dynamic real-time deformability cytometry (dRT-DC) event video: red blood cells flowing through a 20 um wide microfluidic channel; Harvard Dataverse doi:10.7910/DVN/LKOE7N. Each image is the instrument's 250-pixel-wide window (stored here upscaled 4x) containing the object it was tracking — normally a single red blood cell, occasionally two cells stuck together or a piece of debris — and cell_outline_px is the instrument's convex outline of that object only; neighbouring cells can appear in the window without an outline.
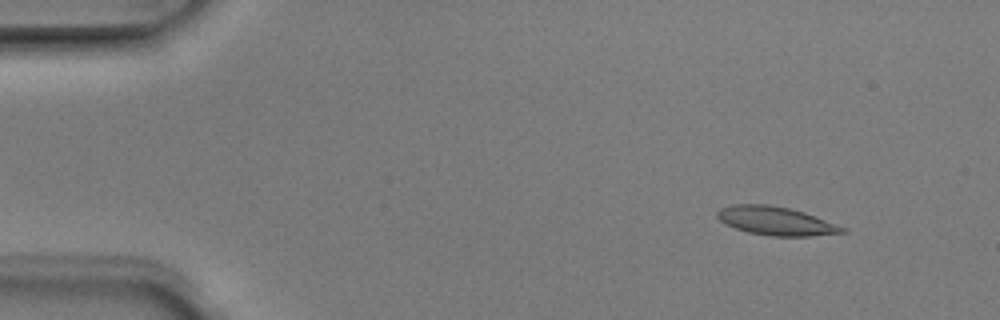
{"species": "Egyptian fruit bat (a non-hibernating species)", "species_latin": "Rousettus aegyptiacus", "temperature_condition": "room temperature", "stored_images_in_passage": 7, "camera_frame_rate_fps": 3000, "um_per_image_px": 0.085, "animal": {"sex": "male"}, "frame": {"image": 1, "passage_image": 2, "time_ms": 0.333, "image_size_px": [1000, 320], "cell_outline_px": [[848, 232], [812, 236], [768, 236], [748, 232], [736, 228], [720, 220], [716, 216], [716, 212], [720, 208], [732, 204], [768, 204], [788, 208], [804, 212], [848, 228]], "centroid_in_image_um": [65.98, 18.78], "position_along_channel_um": 19.0, "area_um2": 20.87}}
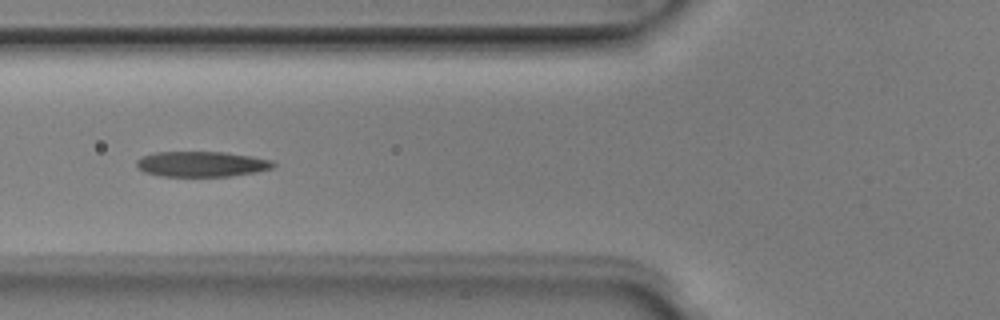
{"frame": {"image": 2, "passage_image": 6, "time_ms": 1.667, "image_size_px": [1000, 320], "cell_outline_px": [[276, 164], [272, 168], [256, 172], [232, 176], [160, 176], [144, 172], [136, 168], [136, 160], [140, 156], [156, 152], [224, 152], [252, 156], [272, 160]], "centroid_in_image_um": [17.11, 13.94], "position_along_channel_um": 108.7, "area_um2": 20.4}}
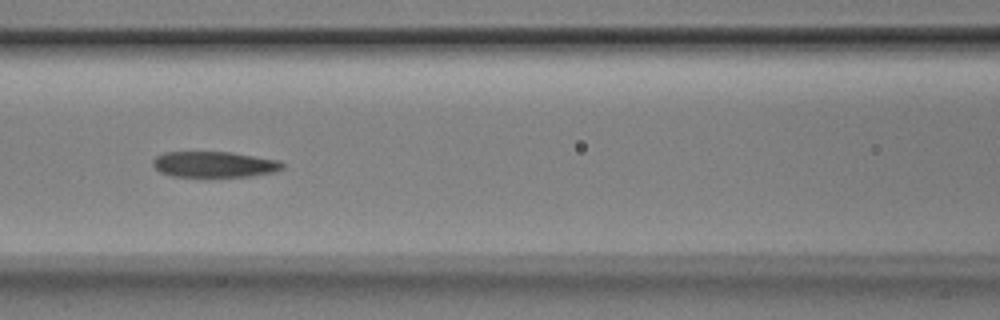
{"frame": {"image": 3, "passage_image": 7, "time_ms": 2.0, "image_size_px": [1000, 320], "cell_outline_px": [[284, 168], [276, 172], [252, 176], [172, 176], [160, 172], [152, 164], [152, 160], [156, 156], [164, 152], [232, 152], [280, 160], [284, 164]], "centroid_in_image_um": [18.25, 13.96], "position_along_channel_um": 148.4, "area_um2": 19.59}}